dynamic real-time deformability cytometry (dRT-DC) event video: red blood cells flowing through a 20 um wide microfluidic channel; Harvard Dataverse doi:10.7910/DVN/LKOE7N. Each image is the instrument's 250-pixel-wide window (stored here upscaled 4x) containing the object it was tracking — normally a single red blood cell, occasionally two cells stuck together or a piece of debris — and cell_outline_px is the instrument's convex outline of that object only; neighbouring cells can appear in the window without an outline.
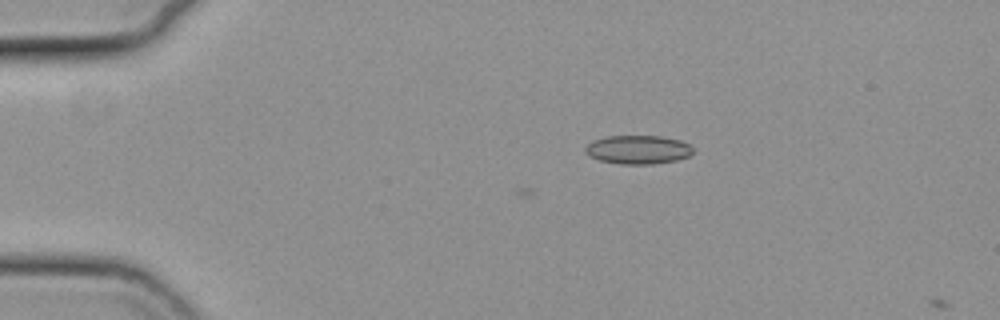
{"species": "common noctule bat (a hibernating species)", "species_latin": "Nyctalus noctula", "temperature_condition": "cold", "stored_images_in_passage": 2, "camera_frame_rate_fps": 3000, "um_per_image_px": 0.085, "animal": {"sex": "female", "body_mass_g": 19.3, "forearm_length_mm": 54.1}, "frame": {"image": 1, "passage_image": 1, "time_ms": 0.0, "image_size_px": [1000, 320], "cell_outline_px": [[692, 152], [688, 156], [676, 160], [652, 164], [620, 164], [600, 160], [588, 156], [584, 152], [584, 148], [592, 140], [608, 136], [660, 136], [680, 140], [688, 144], [692, 148]], "centroid_in_image_um": [54.18, 12.72], "position_along_channel_um": 30.8, "area_um2": 17.98}}